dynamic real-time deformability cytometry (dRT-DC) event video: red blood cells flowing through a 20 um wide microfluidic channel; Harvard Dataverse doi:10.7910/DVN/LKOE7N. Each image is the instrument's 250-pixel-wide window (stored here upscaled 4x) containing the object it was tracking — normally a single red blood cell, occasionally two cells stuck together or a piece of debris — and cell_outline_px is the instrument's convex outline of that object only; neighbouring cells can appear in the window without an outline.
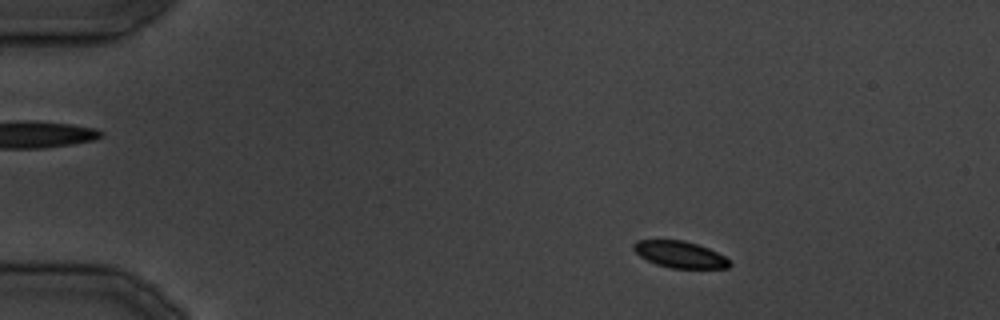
{"species": "common noctule bat (a hibernating species)", "species_latin": "Nyctalus noctula", "temperature_condition": "cold", "stored_images_in_passage": 23, "camera_frame_rate_fps": 3000, "um_per_image_px": 0.085, "animal": {"sex": "male", "body_mass_g": 19.5, "forearm_length_mm": 54.6}, "frame": {"image": 1, "passage_image": 4, "time_ms": 4.333, "image_size_px": [1000, 320], "cell_outline_px": [[732, 264], [728, 268], [668, 268], [656, 264], [640, 256], [632, 248], [632, 244], [636, 240], [684, 240], [708, 248], [724, 256]], "centroid_in_image_um": [57.77, 21.63], "position_along_channel_um": 27.2, "area_um2": 14.85}}
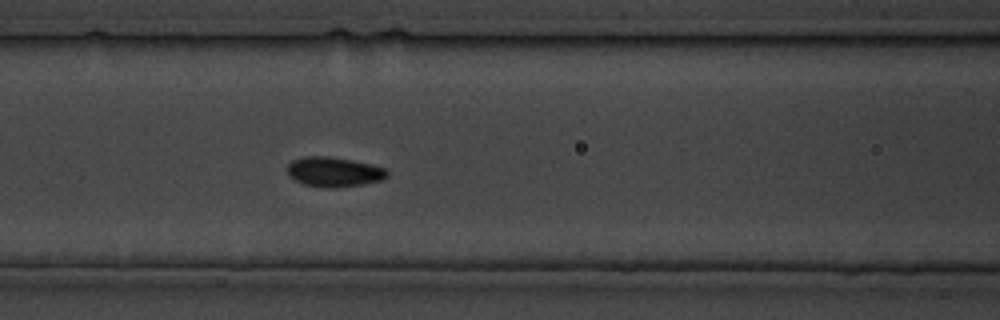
{"frame": {"image": 2, "passage_image": 14, "time_ms": 16.333, "image_size_px": [1000, 320], "cell_outline_px": [[388, 176], [380, 180], [360, 184], [336, 188], [328, 188], [304, 184], [288, 176], [288, 164], [292, 160], [304, 156], [328, 156], [352, 160], [372, 164], [388, 168]], "centroid_in_image_um": [28.39, 14.6], "position_along_channel_um": 138.2, "area_um2": 17.34}}
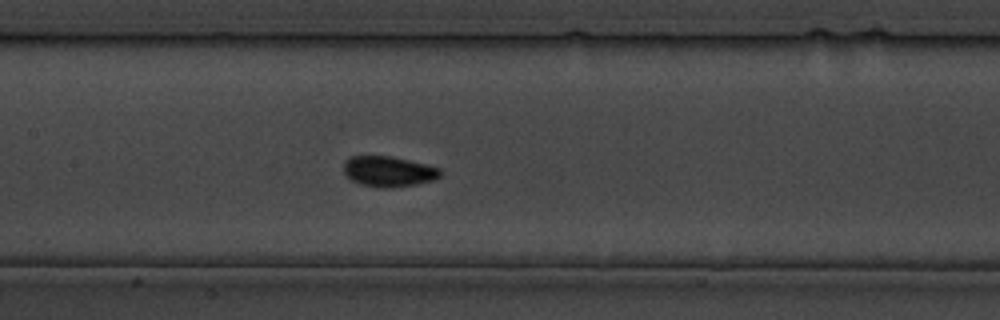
{"frame": {"image": 3, "passage_image": 16, "time_ms": 18.667, "image_size_px": [1000, 320], "cell_outline_px": [[444, 172], [440, 176], [432, 180], [416, 184], [388, 188], [380, 188], [360, 184], [352, 180], [344, 172], [344, 160], [348, 156], [392, 156], [428, 164], [440, 168]], "centroid_in_image_um": [33.04, 14.56], "position_along_channel_um": 174.4, "area_um2": 17.34}}